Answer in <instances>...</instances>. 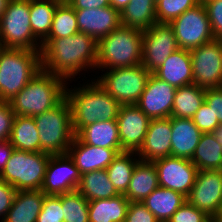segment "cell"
I'll list each match as a JSON object with an SVG mask.
<instances>
[{
    "instance_id": "1",
    "label": "cell",
    "mask_w": 222,
    "mask_h": 222,
    "mask_svg": "<svg viewBox=\"0 0 222 222\" xmlns=\"http://www.w3.org/2000/svg\"><path fill=\"white\" fill-rule=\"evenodd\" d=\"M41 46L42 69L46 72L67 80L84 68H96L98 41L83 32L45 39Z\"/></svg>"
},
{
    "instance_id": "2",
    "label": "cell",
    "mask_w": 222,
    "mask_h": 222,
    "mask_svg": "<svg viewBox=\"0 0 222 222\" xmlns=\"http://www.w3.org/2000/svg\"><path fill=\"white\" fill-rule=\"evenodd\" d=\"M65 99L70 106L75 135L97 121L117 119L120 104L97 81L75 90L66 88Z\"/></svg>"
},
{
    "instance_id": "3",
    "label": "cell",
    "mask_w": 222,
    "mask_h": 222,
    "mask_svg": "<svg viewBox=\"0 0 222 222\" xmlns=\"http://www.w3.org/2000/svg\"><path fill=\"white\" fill-rule=\"evenodd\" d=\"M63 77L41 69L9 102L15 115L34 117L49 111L65 99Z\"/></svg>"
},
{
    "instance_id": "4",
    "label": "cell",
    "mask_w": 222,
    "mask_h": 222,
    "mask_svg": "<svg viewBox=\"0 0 222 222\" xmlns=\"http://www.w3.org/2000/svg\"><path fill=\"white\" fill-rule=\"evenodd\" d=\"M143 31L120 25L98 40L96 68H124L142 63Z\"/></svg>"
},
{
    "instance_id": "5",
    "label": "cell",
    "mask_w": 222,
    "mask_h": 222,
    "mask_svg": "<svg viewBox=\"0 0 222 222\" xmlns=\"http://www.w3.org/2000/svg\"><path fill=\"white\" fill-rule=\"evenodd\" d=\"M41 69L40 51L1 47L0 101H10Z\"/></svg>"
},
{
    "instance_id": "6",
    "label": "cell",
    "mask_w": 222,
    "mask_h": 222,
    "mask_svg": "<svg viewBox=\"0 0 222 222\" xmlns=\"http://www.w3.org/2000/svg\"><path fill=\"white\" fill-rule=\"evenodd\" d=\"M40 138V152L66 154L75 137L69 103L64 99L49 111L33 117Z\"/></svg>"
},
{
    "instance_id": "7",
    "label": "cell",
    "mask_w": 222,
    "mask_h": 222,
    "mask_svg": "<svg viewBox=\"0 0 222 222\" xmlns=\"http://www.w3.org/2000/svg\"><path fill=\"white\" fill-rule=\"evenodd\" d=\"M50 154L14 149L0 180L12 185L17 191L41 190Z\"/></svg>"
},
{
    "instance_id": "8",
    "label": "cell",
    "mask_w": 222,
    "mask_h": 222,
    "mask_svg": "<svg viewBox=\"0 0 222 222\" xmlns=\"http://www.w3.org/2000/svg\"><path fill=\"white\" fill-rule=\"evenodd\" d=\"M38 40L31 30L30 0H10L0 19V46L41 52Z\"/></svg>"
},
{
    "instance_id": "9",
    "label": "cell",
    "mask_w": 222,
    "mask_h": 222,
    "mask_svg": "<svg viewBox=\"0 0 222 222\" xmlns=\"http://www.w3.org/2000/svg\"><path fill=\"white\" fill-rule=\"evenodd\" d=\"M150 72L142 64L110 69L97 82L120 104H136L142 95Z\"/></svg>"
},
{
    "instance_id": "10",
    "label": "cell",
    "mask_w": 222,
    "mask_h": 222,
    "mask_svg": "<svg viewBox=\"0 0 222 222\" xmlns=\"http://www.w3.org/2000/svg\"><path fill=\"white\" fill-rule=\"evenodd\" d=\"M169 24L181 49L190 51L215 39L207 9L202 3L186 10Z\"/></svg>"
},
{
    "instance_id": "11",
    "label": "cell",
    "mask_w": 222,
    "mask_h": 222,
    "mask_svg": "<svg viewBox=\"0 0 222 222\" xmlns=\"http://www.w3.org/2000/svg\"><path fill=\"white\" fill-rule=\"evenodd\" d=\"M194 84L199 87H222V39H214L190 50Z\"/></svg>"
},
{
    "instance_id": "12",
    "label": "cell",
    "mask_w": 222,
    "mask_h": 222,
    "mask_svg": "<svg viewBox=\"0 0 222 222\" xmlns=\"http://www.w3.org/2000/svg\"><path fill=\"white\" fill-rule=\"evenodd\" d=\"M179 49L173 28L169 23H154L143 31L142 65L147 71H156L173 52Z\"/></svg>"
},
{
    "instance_id": "13",
    "label": "cell",
    "mask_w": 222,
    "mask_h": 222,
    "mask_svg": "<svg viewBox=\"0 0 222 222\" xmlns=\"http://www.w3.org/2000/svg\"><path fill=\"white\" fill-rule=\"evenodd\" d=\"M186 201L217 218L222 207V170H200Z\"/></svg>"
},
{
    "instance_id": "14",
    "label": "cell",
    "mask_w": 222,
    "mask_h": 222,
    "mask_svg": "<svg viewBox=\"0 0 222 222\" xmlns=\"http://www.w3.org/2000/svg\"><path fill=\"white\" fill-rule=\"evenodd\" d=\"M81 176L82 174L68 153L51 155L41 191L45 195H59L76 191Z\"/></svg>"
},
{
    "instance_id": "15",
    "label": "cell",
    "mask_w": 222,
    "mask_h": 222,
    "mask_svg": "<svg viewBox=\"0 0 222 222\" xmlns=\"http://www.w3.org/2000/svg\"><path fill=\"white\" fill-rule=\"evenodd\" d=\"M160 187L171 189L187 197L192 189L197 167L189 159L167 156L154 160Z\"/></svg>"
},
{
    "instance_id": "16",
    "label": "cell",
    "mask_w": 222,
    "mask_h": 222,
    "mask_svg": "<svg viewBox=\"0 0 222 222\" xmlns=\"http://www.w3.org/2000/svg\"><path fill=\"white\" fill-rule=\"evenodd\" d=\"M150 120L136 104L120 105L116 122L122 152H138L140 150Z\"/></svg>"
},
{
    "instance_id": "17",
    "label": "cell",
    "mask_w": 222,
    "mask_h": 222,
    "mask_svg": "<svg viewBox=\"0 0 222 222\" xmlns=\"http://www.w3.org/2000/svg\"><path fill=\"white\" fill-rule=\"evenodd\" d=\"M176 87L150 74L136 105L152 120L171 117Z\"/></svg>"
},
{
    "instance_id": "18",
    "label": "cell",
    "mask_w": 222,
    "mask_h": 222,
    "mask_svg": "<svg viewBox=\"0 0 222 222\" xmlns=\"http://www.w3.org/2000/svg\"><path fill=\"white\" fill-rule=\"evenodd\" d=\"M79 32L97 41L121 25L120 12L111 5L93 9H75Z\"/></svg>"
},
{
    "instance_id": "19",
    "label": "cell",
    "mask_w": 222,
    "mask_h": 222,
    "mask_svg": "<svg viewBox=\"0 0 222 222\" xmlns=\"http://www.w3.org/2000/svg\"><path fill=\"white\" fill-rule=\"evenodd\" d=\"M121 149H109L85 144L76 135L68 149L81 174L95 170H105Z\"/></svg>"
},
{
    "instance_id": "20",
    "label": "cell",
    "mask_w": 222,
    "mask_h": 222,
    "mask_svg": "<svg viewBox=\"0 0 222 222\" xmlns=\"http://www.w3.org/2000/svg\"><path fill=\"white\" fill-rule=\"evenodd\" d=\"M171 117L152 119L145 140L137 152L140 160L151 161L171 156Z\"/></svg>"
},
{
    "instance_id": "21",
    "label": "cell",
    "mask_w": 222,
    "mask_h": 222,
    "mask_svg": "<svg viewBox=\"0 0 222 222\" xmlns=\"http://www.w3.org/2000/svg\"><path fill=\"white\" fill-rule=\"evenodd\" d=\"M153 74L176 88L194 84L190 51L179 48Z\"/></svg>"
},
{
    "instance_id": "22",
    "label": "cell",
    "mask_w": 222,
    "mask_h": 222,
    "mask_svg": "<svg viewBox=\"0 0 222 222\" xmlns=\"http://www.w3.org/2000/svg\"><path fill=\"white\" fill-rule=\"evenodd\" d=\"M171 156L191 159L202 132L190 118L171 117Z\"/></svg>"
},
{
    "instance_id": "23",
    "label": "cell",
    "mask_w": 222,
    "mask_h": 222,
    "mask_svg": "<svg viewBox=\"0 0 222 222\" xmlns=\"http://www.w3.org/2000/svg\"><path fill=\"white\" fill-rule=\"evenodd\" d=\"M44 197L41 190L17 191L11 208L1 222H36Z\"/></svg>"
},
{
    "instance_id": "24",
    "label": "cell",
    "mask_w": 222,
    "mask_h": 222,
    "mask_svg": "<svg viewBox=\"0 0 222 222\" xmlns=\"http://www.w3.org/2000/svg\"><path fill=\"white\" fill-rule=\"evenodd\" d=\"M157 187L159 184L155 164L139 160L124 195L130 202H143Z\"/></svg>"
},
{
    "instance_id": "25",
    "label": "cell",
    "mask_w": 222,
    "mask_h": 222,
    "mask_svg": "<svg viewBox=\"0 0 222 222\" xmlns=\"http://www.w3.org/2000/svg\"><path fill=\"white\" fill-rule=\"evenodd\" d=\"M76 136L88 145L109 149H121L116 120L97 121L83 127Z\"/></svg>"
},
{
    "instance_id": "26",
    "label": "cell",
    "mask_w": 222,
    "mask_h": 222,
    "mask_svg": "<svg viewBox=\"0 0 222 222\" xmlns=\"http://www.w3.org/2000/svg\"><path fill=\"white\" fill-rule=\"evenodd\" d=\"M185 202L181 193L159 186L142 203L159 222H167Z\"/></svg>"
},
{
    "instance_id": "27",
    "label": "cell",
    "mask_w": 222,
    "mask_h": 222,
    "mask_svg": "<svg viewBox=\"0 0 222 222\" xmlns=\"http://www.w3.org/2000/svg\"><path fill=\"white\" fill-rule=\"evenodd\" d=\"M129 203L123 194L89 201V222H124Z\"/></svg>"
},
{
    "instance_id": "28",
    "label": "cell",
    "mask_w": 222,
    "mask_h": 222,
    "mask_svg": "<svg viewBox=\"0 0 222 222\" xmlns=\"http://www.w3.org/2000/svg\"><path fill=\"white\" fill-rule=\"evenodd\" d=\"M121 25L140 31L148 30L156 19V2L154 0H130L120 12Z\"/></svg>"
},
{
    "instance_id": "29",
    "label": "cell",
    "mask_w": 222,
    "mask_h": 222,
    "mask_svg": "<svg viewBox=\"0 0 222 222\" xmlns=\"http://www.w3.org/2000/svg\"><path fill=\"white\" fill-rule=\"evenodd\" d=\"M9 142L16 150L40 152L39 131L34 118L15 115Z\"/></svg>"
},
{
    "instance_id": "30",
    "label": "cell",
    "mask_w": 222,
    "mask_h": 222,
    "mask_svg": "<svg viewBox=\"0 0 222 222\" xmlns=\"http://www.w3.org/2000/svg\"><path fill=\"white\" fill-rule=\"evenodd\" d=\"M77 191L88 201L119 195L110 182L106 170H95L82 174Z\"/></svg>"
},
{
    "instance_id": "31",
    "label": "cell",
    "mask_w": 222,
    "mask_h": 222,
    "mask_svg": "<svg viewBox=\"0 0 222 222\" xmlns=\"http://www.w3.org/2000/svg\"><path fill=\"white\" fill-rule=\"evenodd\" d=\"M206 89L191 84L176 89L171 117L192 118L205 101Z\"/></svg>"
},
{
    "instance_id": "32",
    "label": "cell",
    "mask_w": 222,
    "mask_h": 222,
    "mask_svg": "<svg viewBox=\"0 0 222 222\" xmlns=\"http://www.w3.org/2000/svg\"><path fill=\"white\" fill-rule=\"evenodd\" d=\"M191 162L200 170H222V146L212 133H203Z\"/></svg>"
},
{
    "instance_id": "33",
    "label": "cell",
    "mask_w": 222,
    "mask_h": 222,
    "mask_svg": "<svg viewBox=\"0 0 222 222\" xmlns=\"http://www.w3.org/2000/svg\"><path fill=\"white\" fill-rule=\"evenodd\" d=\"M56 0H30V25L34 36L41 43L49 36L53 15L57 5Z\"/></svg>"
},
{
    "instance_id": "34",
    "label": "cell",
    "mask_w": 222,
    "mask_h": 222,
    "mask_svg": "<svg viewBox=\"0 0 222 222\" xmlns=\"http://www.w3.org/2000/svg\"><path fill=\"white\" fill-rule=\"evenodd\" d=\"M136 154L137 152H121L105 169L108 173L110 182L114 185L119 194L124 195L128 189L132 172L137 162L140 160L133 158V156H136Z\"/></svg>"
},
{
    "instance_id": "35",
    "label": "cell",
    "mask_w": 222,
    "mask_h": 222,
    "mask_svg": "<svg viewBox=\"0 0 222 222\" xmlns=\"http://www.w3.org/2000/svg\"><path fill=\"white\" fill-rule=\"evenodd\" d=\"M79 32L75 9L66 2H60L55 9L49 36L46 39L68 37Z\"/></svg>"
},
{
    "instance_id": "36",
    "label": "cell",
    "mask_w": 222,
    "mask_h": 222,
    "mask_svg": "<svg viewBox=\"0 0 222 222\" xmlns=\"http://www.w3.org/2000/svg\"><path fill=\"white\" fill-rule=\"evenodd\" d=\"M64 222H89V201L77 190L61 194Z\"/></svg>"
},
{
    "instance_id": "37",
    "label": "cell",
    "mask_w": 222,
    "mask_h": 222,
    "mask_svg": "<svg viewBox=\"0 0 222 222\" xmlns=\"http://www.w3.org/2000/svg\"><path fill=\"white\" fill-rule=\"evenodd\" d=\"M197 4H199L198 0H159L156 3L157 22L170 23Z\"/></svg>"
},
{
    "instance_id": "38",
    "label": "cell",
    "mask_w": 222,
    "mask_h": 222,
    "mask_svg": "<svg viewBox=\"0 0 222 222\" xmlns=\"http://www.w3.org/2000/svg\"><path fill=\"white\" fill-rule=\"evenodd\" d=\"M61 194L45 195L42 210L36 222H64Z\"/></svg>"
},
{
    "instance_id": "39",
    "label": "cell",
    "mask_w": 222,
    "mask_h": 222,
    "mask_svg": "<svg viewBox=\"0 0 222 222\" xmlns=\"http://www.w3.org/2000/svg\"><path fill=\"white\" fill-rule=\"evenodd\" d=\"M191 119L202 133H212L219 125L218 119L205 101Z\"/></svg>"
},
{
    "instance_id": "40",
    "label": "cell",
    "mask_w": 222,
    "mask_h": 222,
    "mask_svg": "<svg viewBox=\"0 0 222 222\" xmlns=\"http://www.w3.org/2000/svg\"><path fill=\"white\" fill-rule=\"evenodd\" d=\"M210 218L205 212L186 201L167 222H206Z\"/></svg>"
},
{
    "instance_id": "41",
    "label": "cell",
    "mask_w": 222,
    "mask_h": 222,
    "mask_svg": "<svg viewBox=\"0 0 222 222\" xmlns=\"http://www.w3.org/2000/svg\"><path fill=\"white\" fill-rule=\"evenodd\" d=\"M204 5L214 38L222 39V0H210Z\"/></svg>"
},
{
    "instance_id": "42",
    "label": "cell",
    "mask_w": 222,
    "mask_h": 222,
    "mask_svg": "<svg viewBox=\"0 0 222 222\" xmlns=\"http://www.w3.org/2000/svg\"><path fill=\"white\" fill-rule=\"evenodd\" d=\"M124 222H159L142 202H130Z\"/></svg>"
},
{
    "instance_id": "43",
    "label": "cell",
    "mask_w": 222,
    "mask_h": 222,
    "mask_svg": "<svg viewBox=\"0 0 222 222\" xmlns=\"http://www.w3.org/2000/svg\"><path fill=\"white\" fill-rule=\"evenodd\" d=\"M14 118L9 102L0 101V142L9 141Z\"/></svg>"
},
{
    "instance_id": "44",
    "label": "cell",
    "mask_w": 222,
    "mask_h": 222,
    "mask_svg": "<svg viewBox=\"0 0 222 222\" xmlns=\"http://www.w3.org/2000/svg\"><path fill=\"white\" fill-rule=\"evenodd\" d=\"M205 102L212 109L219 124H222V87L206 89Z\"/></svg>"
},
{
    "instance_id": "45",
    "label": "cell",
    "mask_w": 222,
    "mask_h": 222,
    "mask_svg": "<svg viewBox=\"0 0 222 222\" xmlns=\"http://www.w3.org/2000/svg\"><path fill=\"white\" fill-rule=\"evenodd\" d=\"M16 192L17 190L12 185L0 180V217L2 216V220L11 208Z\"/></svg>"
},
{
    "instance_id": "46",
    "label": "cell",
    "mask_w": 222,
    "mask_h": 222,
    "mask_svg": "<svg viewBox=\"0 0 222 222\" xmlns=\"http://www.w3.org/2000/svg\"><path fill=\"white\" fill-rule=\"evenodd\" d=\"M69 4L74 9L102 8L110 5L109 0H71Z\"/></svg>"
},
{
    "instance_id": "47",
    "label": "cell",
    "mask_w": 222,
    "mask_h": 222,
    "mask_svg": "<svg viewBox=\"0 0 222 222\" xmlns=\"http://www.w3.org/2000/svg\"><path fill=\"white\" fill-rule=\"evenodd\" d=\"M14 147L10 144L9 141L0 142V173L4 169L7 161L11 157Z\"/></svg>"
},
{
    "instance_id": "48",
    "label": "cell",
    "mask_w": 222,
    "mask_h": 222,
    "mask_svg": "<svg viewBox=\"0 0 222 222\" xmlns=\"http://www.w3.org/2000/svg\"><path fill=\"white\" fill-rule=\"evenodd\" d=\"M109 2L113 8L121 12V10H123L130 2V0H109Z\"/></svg>"
},
{
    "instance_id": "49",
    "label": "cell",
    "mask_w": 222,
    "mask_h": 222,
    "mask_svg": "<svg viewBox=\"0 0 222 222\" xmlns=\"http://www.w3.org/2000/svg\"><path fill=\"white\" fill-rule=\"evenodd\" d=\"M215 140L222 146V124H219L212 132Z\"/></svg>"
},
{
    "instance_id": "50",
    "label": "cell",
    "mask_w": 222,
    "mask_h": 222,
    "mask_svg": "<svg viewBox=\"0 0 222 222\" xmlns=\"http://www.w3.org/2000/svg\"><path fill=\"white\" fill-rule=\"evenodd\" d=\"M10 0H0V19L7 9Z\"/></svg>"
},
{
    "instance_id": "51",
    "label": "cell",
    "mask_w": 222,
    "mask_h": 222,
    "mask_svg": "<svg viewBox=\"0 0 222 222\" xmlns=\"http://www.w3.org/2000/svg\"><path fill=\"white\" fill-rule=\"evenodd\" d=\"M217 219L222 222V207H221V210L219 212V215L217 216Z\"/></svg>"
},
{
    "instance_id": "52",
    "label": "cell",
    "mask_w": 222,
    "mask_h": 222,
    "mask_svg": "<svg viewBox=\"0 0 222 222\" xmlns=\"http://www.w3.org/2000/svg\"><path fill=\"white\" fill-rule=\"evenodd\" d=\"M206 222H220L217 218H210L208 221Z\"/></svg>"
},
{
    "instance_id": "53",
    "label": "cell",
    "mask_w": 222,
    "mask_h": 222,
    "mask_svg": "<svg viewBox=\"0 0 222 222\" xmlns=\"http://www.w3.org/2000/svg\"><path fill=\"white\" fill-rule=\"evenodd\" d=\"M198 1H199V3L205 4V3L209 2L210 0H198Z\"/></svg>"
},
{
    "instance_id": "54",
    "label": "cell",
    "mask_w": 222,
    "mask_h": 222,
    "mask_svg": "<svg viewBox=\"0 0 222 222\" xmlns=\"http://www.w3.org/2000/svg\"><path fill=\"white\" fill-rule=\"evenodd\" d=\"M56 1L69 3L71 0H56Z\"/></svg>"
}]
</instances>
